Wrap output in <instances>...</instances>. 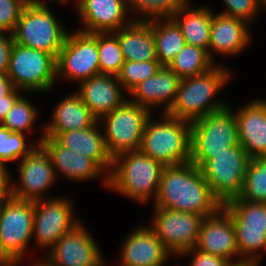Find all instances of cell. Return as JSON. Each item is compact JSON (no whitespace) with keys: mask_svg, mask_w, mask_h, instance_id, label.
<instances>
[{"mask_svg":"<svg viewBox=\"0 0 266 266\" xmlns=\"http://www.w3.org/2000/svg\"><path fill=\"white\" fill-rule=\"evenodd\" d=\"M9 173L6 165L0 164V202L9 199L12 196Z\"/></svg>","mask_w":266,"mask_h":266,"instance_id":"42","label":"cell"},{"mask_svg":"<svg viewBox=\"0 0 266 266\" xmlns=\"http://www.w3.org/2000/svg\"><path fill=\"white\" fill-rule=\"evenodd\" d=\"M18 89L14 88L8 95L0 98V124L4 121L7 113L11 110L15 101L21 96Z\"/></svg>","mask_w":266,"mask_h":266,"instance_id":"41","label":"cell"},{"mask_svg":"<svg viewBox=\"0 0 266 266\" xmlns=\"http://www.w3.org/2000/svg\"><path fill=\"white\" fill-rule=\"evenodd\" d=\"M160 68L159 61H125L117 78L124 90L130 92L134 86L152 77Z\"/></svg>","mask_w":266,"mask_h":266,"instance_id":"34","label":"cell"},{"mask_svg":"<svg viewBox=\"0 0 266 266\" xmlns=\"http://www.w3.org/2000/svg\"><path fill=\"white\" fill-rule=\"evenodd\" d=\"M72 214V203L64 198L34 201L33 235L38 245L52 248L64 234L80 224Z\"/></svg>","mask_w":266,"mask_h":266,"instance_id":"14","label":"cell"},{"mask_svg":"<svg viewBox=\"0 0 266 266\" xmlns=\"http://www.w3.org/2000/svg\"><path fill=\"white\" fill-rule=\"evenodd\" d=\"M98 119L83 103L78 93H71L53 111L52 121L45 127L43 137H56L60 132L93 126Z\"/></svg>","mask_w":266,"mask_h":266,"instance_id":"27","label":"cell"},{"mask_svg":"<svg viewBox=\"0 0 266 266\" xmlns=\"http://www.w3.org/2000/svg\"><path fill=\"white\" fill-rule=\"evenodd\" d=\"M195 249L223 257L233 265L242 264L241 261H232V256H239L234 223L223 208L203 219Z\"/></svg>","mask_w":266,"mask_h":266,"instance_id":"17","label":"cell"},{"mask_svg":"<svg viewBox=\"0 0 266 266\" xmlns=\"http://www.w3.org/2000/svg\"><path fill=\"white\" fill-rule=\"evenodd\" d=\"M112 33L118 38L125 61H158L152 19L134 20Z\"/></svg>","mask_w":266,"mask_h":266,"instance_id":"26","label":"cell"},{"mask_svg":"<svg viewBox=\"0 0 266 266\" xmlns=\"http://www.w3.org/2000/svg\"><path fill=\"white\" fill-rule=\"evenodd\" d=\"M56 1H57V0H56ZM58 1H59V2H62V3H63L64 1L66 2V0H58Z\"/></svg>","mask_w":266,"mask_h":266,"instance_id":"48","label":"cell"},{"mask_svg":"<svg viewBox=\"0 0 266 266\" xmlns=\"http://www.w3.org/2000/svg\"><path fill=\"white\" fill-rule=\"evenodd\" d=\"M48 266H104L96 242L82 223L64 234L49 250Z\"/></svg>","mask_w":266,"mask_h":266,"instance_id":"15","label":"cell"},{"mask_svg":"<svg viewBox=\"0 0 266 266\" xmlns=\"http://www.w3.org/2000/svg\"><path fill=\"white\" fill-rule=\"evenodd\" d=\"M27 0H0V31L13 33Z\"/></svg>","mask_w":266,"mask_h":266,"instance_id":"37","label":"cell"},{"mask_svg":"<svg viewBox=\"0 0 266 266\" xmlns=\"http://www.w3.org/2000/svg\"><path fill=\"white\" fill-rule=\"evenodd\" d=\"M248 23L239 18L213 14L208 55L212 59V51L226 55H236L249 43Z\"/></svg>","mask_w":266,"mask_h":266,"instance_id":"25","label":"cell"},{"mask_svg":"<svg viewBox=\"0 0 266 266\" xmlns=\"http://www.w3.org/2000/svg\"><path fill=\"white\" fill-rule=\"evenodd\" d=\"M34 201L11 196L0 205V261L21 260L33 236Z\"/></svg>","mask_w":266,"mask_h":266,"instance_id":"11","label":"cell"},{"mask_svg":"<svg viewBox=\"0 0 266 266\" xmlns=\"http://www.w3.org/2000/svg\"><path fill=\"white\" fill-rule=\"evenodd\" d=\"M250 157L241 145L216 153L201 167L212 195L223 205L239 197Z\"/></svg>","mask_w":266,"mask_h":266,"instance_id":"8","label":"cell"},{"mask_svg":"<svg viewBox=\"0 0 266 266\" xmlns=\"http://www.w3.org/2000/svg\"><path fill=\"white\" fill-rule=\"evenodd\" d=\"M57 77L86 80L100 74L98 33L75 31L67 34L56 59Z\"/></svg>","mask_w":266,"mask_h":266,"instance_id":"12","label":"cell"},{"mask_svg":"<svg viewBox=\"0 0 266 266\" xmlns=\"http://www.w3.org/2000/svg\"><path fill=\"white\" fill-rule=\"evenodd\" d=\"M98 53L100 74L117 76L125 60L118 38L112 32L98 33Z\"/></svg>","mask_w":266,"mask_h":266,"instance_id":"32","label":"cell"},{"mask_svg":"<svg viewBox=\"0 0 266 266\" xmlns=\"http://www.w3.org/2000/svg\"><path fill=\"white\" fill-rule=\"evenodd\" d=\"M19 173L21 186L11 184V193L17 199L28 201L43 199V191L52 186L56 176L50 156L38 144L21 160Z\"/></svg>","mask_w":266,"mask_h":266,"instance_id":"16","label":"cell"},{"mask_svg":"<svg viewBox=\"0 0 266 266\" xmlns=\"http://www.w3.org/2000/svg\"><path fill=\"white\" fill-rule=\"evenodd\" d=\"M150 111L127 99L120 107L101 117L105 121L103 134L106 148L112 158L139 150Z\"/></svg>","mask_w":266,"mask_h":266,"instance_id":"10","label":"cell"},{"mask_svg":"<svg viewBox=\"0 0 266 266\" xmlns=\"http://www.w3.org/2000/svg\"><path fill=\"white\" fill-rule=\"evenodd\" d=\"M33 266H48V265H47V262H46V260H45V261L40 262V263H39V261H38L37 264H36V262H35V264H34Z\"/></svg>","mask_w":266,"mask_h":266,"instance_id":"45","label":"cell"},{"mask_svg":"<svg viewBox=\"0 0 266 266\" xmlns=\"http://www.w3.org/2000/svg\"><path fill=\"white\" fill-rule=\"evenodd\" d=\"M162 119L147 120L139 151L164 167L190 162L191 122L166 113Z\"/></svg>","mask_w":266,"mask_h":266,"instance_id":"4","label":"cell"},{"mask_svg":"<svg viewBox=\"0 0 266 266\" xmlns=\"http://www.w3.org/2000/svg\"><path fill=\"white\" fill-rule=\"evenodd\" d=\"M7 74L16 89L46 92L57 78L56 58L14 42Z\"/></svg>","mask_w":266,"mask_h":266,"instance_id":"9","label":"cell"},{"mask_svg":"<svg viewBox=\"0 0 266 266\" xmlns=\"http://www.w3.org/2000/svg\"><path fill=\"white\" fill-rule=\"evenodd\" d=\"M181 80L169 67L161 66L152 77L145 79L132 88L130 94L134 99L128 100L149 110L151 106L156 107L167 102L163 112L166 113L175 100Z\"/></svg>","mask_w":266,"mask_h":266,"instance_id":"22","label":"cell"},{"mask_svg":"<svg viewBox=\"0 0 266 266\" xmlns=\"http://www.w3.org/2000/svg\"><path fill=\"white\" fill-rule=\"evenodd\" d=\"M235 118L239 142L250 158L266 157V105L255 100L243 106Z\"/></svg>","mask_w":266,"mask_h":266,"instance_id":"21","label":"cell"},{"mask_svg":"<svg viewBox=\"0 0 266 266\" xmlns=\"http://www.w3.org/2000/svg\"><path fill=\"white\" fill-rule=\"evenodd\" d=\"M112 168L108 175L109 188L140 203L154 194L155 200L165 168L162 164L138 150L115 156Z\"/></svg>","mask_w":266,"mask_h":266,"instance_id":"2","label":"cell"},{"mask_svg":"<svg viewBox=\"0 0 266 266\" xmlns=\"http://www.w3.org/2000/svg\"><path fill=\"white\" fill-rule=\"evenodd\" d=\"M21 260H2L0 261V266H18Z\"/></svg>","mask_w":266,"mask_h":266,"instance_id":"44","label":"cell"},{"mask_svg":"<svg viewBox=\"0 0 266 266\" xmlns=\"http://www.w3.org/2000/svg\"><path fill=\"white\" fill-rule=\"evenodd\" d=\"M213 61L205 49L185 44L168 67L183 79L209 71L216 65Z\"/></svg>","mask_w":266,"mask_h":266,"instance_id":"30","label":"cell"},{"mask_svg":"<svg viewBox=\"0 0 266 266\" xmlns=\"http://www.w3.org/2000/svg\"><path fill=\"white\" fill-rule=\"evenodd\" d=\"M242 200L266 203V157L251 158L239 195Z\"/></svg>","mask_w":266,"mask_h":266,"instance_id":"31","label":"cell"},{"mask_svg":"<svg viewBox=\"0 0 266 266\" xmlns=\"http://www.w3.org/2000/svg\"><path fill=\"white\" fill-rule=\"evenodd\" d=\"M228 106L191 122L190 162L201 167L214 154L240 145L235 113Z\"/></svg>","mask_w":266,"mask_h":266,"instance_id":"5","label":"cell"},{"mask_svg":"<svg viewBox=\"0 0 266 266\" xmlns=\"http://www.w3.org/2000/svg\"><path fill=\"white\" fill-rule=\"evenodd\" d=\"M96 122L93 126L83 129L60 132L55 139L64 147L94 160L107 172L104 184L108 187V175L112 169V157L109 155L104 134L98 130Z\"/></svg>","mask_w":266,"mask_h":266,"instance_id":"24","label":"cell"},{"mask_svg":"<svg viewBox=\"0 0 266 266\" xmlns=\"http://www.w3.org/2000/svg\"><path fill=\"white\" fill-rule=\"evenodd\" d=\"M25 135L23 133L11 132L8 128L0 124V164L23 159L36 146H26Z\"/></svg>","mask_w":266,"mask_h":266,"instance_id":"35","label":"cell"},{"mask_svg":"<svg viewBox=\"0 0 266 266\" xmlns=\"http://www.w3.org/2000/svg\"><path fill=\"white\" fill-rule=\"evenodd\" d=\"M128 8L144 17L137 20L172 17L187 0H127ZM130 5V6H129ZM147 15V16H146ZM146 16V17H145ZM148 18V19H147Z\"/></svg>","mask_w":266,"mask_h":266,"instance_id":"36","label":"cell"},{"mask_svg":"<svg viewBox=\"0 0 266 266\" xmlns=\"http://www.w3.org/2000/svg\"><path fill=\"white\" fill-rule=\"evenodd\" d=\"M38 145L50 156L54 171L70 180H87L105 172L94 160L62 146L54 137H41Z\"/></svg>","mask_w":266,"mask_h":266,"instance_id":"23","label":"cell"},{"mask_svg":"<svg viewBox=\"0 0 266 266\" xmlns=\"http://www.w3.org/2000/svg\"><path fill=\"white\" fill-rule=\"evenodd\" d=\"M122 89L117 76L98 74L83 80L77 93L91 113L102 121L103 115L120 107L127 100L121 95Z\"/></svg>","mask_w":266,"mask_h":266,"instance_id":"19","label":"cell"},{"mask_svg":"<svg viewBox=\"0 0 266 266\" xmlns=\"http://www.w3.org/2000/svg\"><path fill=\"white\" fill-rule=\"evenodd\" d=\"M150 227L171 253L181 254L195 248L203 217L191 213L155 207Z\"/></svg>","mask_w":266,"mask_h":266,"instance_id":"13","label":"cell"},{"mask_svg":"<svg viewBox=\"0 0 266 266\" xmlns=\"http://www.w3.org/2000/svg\"><path fill=\"white\" fill-rule=\"evenodd\" d=\"M15 87L7 73H0V98L8 95Z\"/></svg>","mask_w":266,"mask_h":266,"instance_id":"43","label":"cell"},{"mask_svg":"<svg viewBox=\"0 0 266 266\" xmlns=\"http://www.w3.org/2000/svg\"><path fill=\"white\" fill-rule=\"evenodd\" d=\"M231 216L242 264L258 266L259 250H266V203L234 198L222 205Z\"/></svg>","mask_w":266,"mask_h":266,"instance_id":"7","label":"cell"},{"mask_svg":"<svg viewBox=\"0 0 266 266\" xmlns=\"http://www.w3.org/2000/svg\"><path fill=\"white\" fill-rule=\"evenodd\" d=\"M162 19L165 21L161 22ZM152 19L156 57L161 66H169L185 46L180 26L172 17ZM161 20V21H160Z\"/></svg>","mask_w":266,"mask_h":266,"instance_id":"29","label":"cell"},{"mask_svg":"<svg viewBox=\"0 0 266 266\" xmlns=\"http://www.w3.org/2000/svg\"><path fill=\"white\" fill-rule=\"evenodd\" d=\"M224 2L227 5V9L220 14L242 19L248 24L252 22L258 10L261 9V0H224Z\"/></svg>","mask_w":266,"mask_h":266,"instance_id":"38","label":"cell"},{"mask_svg":"<svg viewBox=\"0 0 266 266\" xmlns=\"http://www.w3.org/2000/svg\"><path fill=\"white\" fill-rule=\"evenodd\" d=\"M125 241L121 266H164L171 254L150 227L138 228Z\"/></svg>","mask_w":266,"mask_h":266,"instance_id":"20","label":"cell"},{"mask_svg":"<svg viewBox=\"0 0 266 266\" xmlns=\"http://www.w3.org/2000/svg\"><path fill=\"white\" fill-rule=\"evenodd\" d=\"M6 32L0 31V73H7L10 61V55L13 48V35H4Z\"/></svg>","mask_w":266,"mask_h":266,"instance_id":"40","label":"cell"},{"mask_svg":"<svg viewBox=\"0 0 266 266\" xmlns=\"http://www.w3.org/2000/svg\"><path fill=\"white\" fill-rule=\"evenodd\" d=\"M229 73L225 68L215 65L203 74L183 78L175 100L166 114L193 122L225 107V103L215 102L213 97L226 84Z\"/></svg>","mask_w":266,"mask_h":266,"instance_id":"3","label":"cell"},{"mask_svg":"<svg viewBox=\"0 0 266 266\" xmlns=\"http://www.w3.org/2000/svg\"><path fill=\"white\" fill-rule=\"evenodd\" d=\"M76 6L85 26L79 31L85 33L114 32L137 20H125L127 0H78Z\"/></svg>","mask_w":266,"mask_h":266,"instance_id":"18","label":"cell"},{"mask_svg":"<svg viewBox=\"0 0 266 266\" xmlns=\"http://www.w3.org/2000/svg\"><path fill=\"white\" fill-rule=\"evenodd\" d=\"M44 2L30 0L24 6L12 33L13 40L19 45L52 54L57 59L68 33Z\"/></svg>","mask_w":266,"mask_h":266,"instance_id":"6","label":"cell"},{"mask_svg":"<svg viewBox=\"0 0 266 266\" xmlns=\"http://www.w3.org/2000/svg\"><path fill=\"white\" fill-rule=\"evenodd\" d=\"M189 5L187 0L172 18L180 26L186 44L208 52L213 13L209 7L190 9Z\"/></svg>","mask_w":266,"mask_h":266,"instance_id":"28","label":"cell"},{"mask_svg":"<svg viewBox=\"0 0 266 266\" xmlns=\"http://www.w3.org/2000/svg\"><path fill=\"white\" fill-rule=\"evenodd\" d=\"M36 112V108L32 106L30 101L21 95L13 104L1 125L11 132L24 134V132L26 133L31 129L36 121Z\"/></svg>","mask_w":266,"mask_h":266,"instance_id":"33","label":"cell"},{"mask_svg":"<svg viewBox=\"0 0 266 266\" xmlns=\"http://www.w3.org/2000/svg\"><path fill=\"white\" fill-rule=\"evenodd\" d=\"M264 5L266 7V0H261V6Z\"/></svg>","mask_w":266,"mask_h":266,"instance_id":"46","label":"cell"},{"mask_svg":"<svg viewBox=\"0 0 266 266\" xmlns=\"http://www.w3.org/2000/svg\"><path fill=\"white\" fill-rule=\"evenodd\" d=\"M234 266H252V265H248V264H241V265H234Z\"/></svg>","mask_w":266,"mask_h":266,"instance_id":"47","label":"cell"},{"mask_svg":"<svg viewBox=\"0 0 266 266\" xmlns=\"http://www.w3.org/2000/svg\"><path fill=\"white\" fill-rule=\"evenodd\" d=\"M190 252H194L193 254H195L192 256L194 258H192L191 266H234L229 260L223 257L199 251L195 248L185 251L181 255L190 254Z\"/></svg>","mask_w":266,"mask_h":266,"instance_id":"39","label":"cell"},{"mask_svg":"<svg viewBox=\"0 0 266 266\" xmlns=\"http://www.w3.org/2000/svg\"><path fill=\"white\" fill-rule=\"evenodd\" d=\"M154 204L159 208L195 213L203 218L222 208L212 195L201 169L191 162L164 168Z\"/></svg>","mask_w":266,"mask_h":266,"instance_id":"1","label":"cell"}]
</instances>
